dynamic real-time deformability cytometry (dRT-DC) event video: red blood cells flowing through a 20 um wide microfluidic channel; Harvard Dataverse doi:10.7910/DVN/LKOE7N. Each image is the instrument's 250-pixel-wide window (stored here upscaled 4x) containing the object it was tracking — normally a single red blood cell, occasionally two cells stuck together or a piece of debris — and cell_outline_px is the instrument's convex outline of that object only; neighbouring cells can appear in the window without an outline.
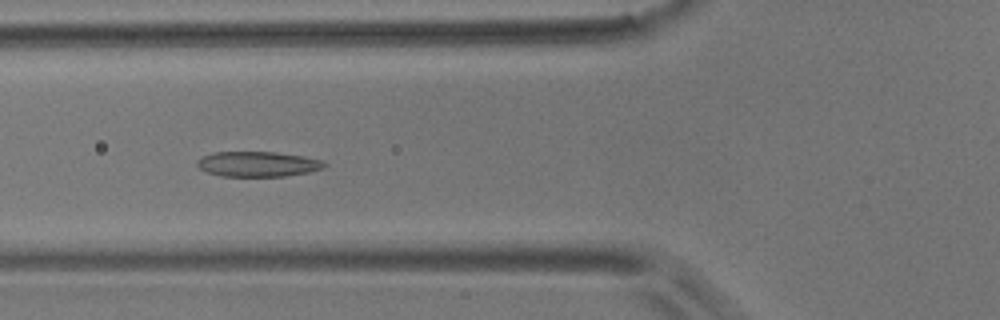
{"species": "common noctule bat (a hibernating species)", "species_latin": "Nyctalus noctula", "temperature_condition": "room temperature", "stored_images_in_passage": 53, "camera_frame_rate_fps": 3000, "um_per_image_px": 0.085, "animal": {"sex": "male", "body_mass_g": 17.9}, "frame": {"image": 1, "passage_image": 19, "time_ms": 6.0, "image_size_px": [1000, 320], "cell_outline_px": [[328, 164], [324, 168], [308, 172], [284, 176], [220, 176], [208, 172], [200, 168], [196, 164], [196, 160], [212, 152], [276, 152], [304, 156], [320, 160]], "centroid_in_image_um": [21.91, 13.94], "position_along_channel_um": 103.9, "area_um2": 18.61}}
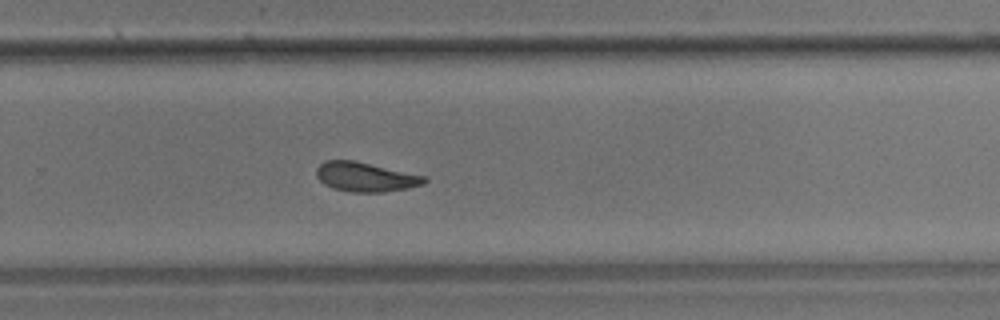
{"frame": {"image": 2, "passage_image": 35, "time_ms": 11.333, "image_size_px": [1000, 320], "cell_outline_px": [[428, 180], [424, 184], [408, 188], [384, 192], [348, 192], [332, 188], [324, 184], [316, 176], [316, 168], [324, 160], [356, 160], [424, 176]], "centroid_in_image_um": [31.04, 15.04], "position_along_channel_um": 298.8, "area_um2": 18.61}}
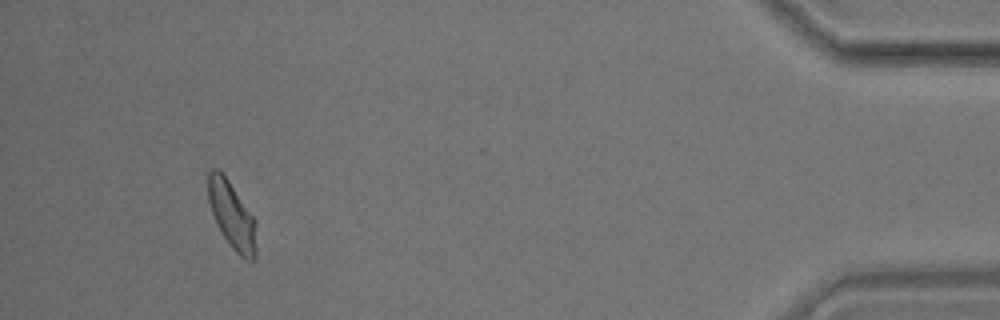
{"frame": {"image": 3, "passage_image": 50, "time_ms": 16.333, "image_size_px": [1000, 320], "cell_outline_px": [[256, 256], [252, 260], [248, 260], [240, 256], [232, 248], [224, 236], [212, 212], [208, 200], [204, 172], [212, 168], [216, 168], [228, 180], [256, 220]], "centroid_in_image_um": [19.68, 18.23], "position_along_channel_um": 415.5, "area_um2": 18.96}, "authors_computed_cell_mechanics": {"area_um2": 18.7272, "velocity_mm_per_s": 3.6564, "shape_relaxation_time_tau1_ms": 5.7352, "shape_relaxation_time_tau2_ms": 1.9973, "deformation_change_tau1": 0.1325, "deformation_change_tau2": 0.0771}}